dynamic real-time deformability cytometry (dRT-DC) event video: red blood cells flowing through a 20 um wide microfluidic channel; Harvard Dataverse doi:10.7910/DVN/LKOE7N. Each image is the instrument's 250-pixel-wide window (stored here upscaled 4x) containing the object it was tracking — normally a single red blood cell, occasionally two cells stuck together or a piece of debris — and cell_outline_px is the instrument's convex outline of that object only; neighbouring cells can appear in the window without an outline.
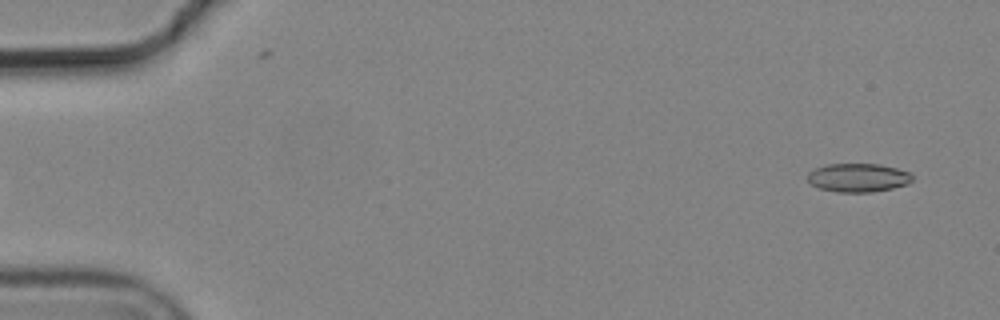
{"species": "common noctule bat (a hibernating species)", "species_latin": "Nyctalus noctula", "temperature_condition": "cold", "stored_images_in_passage": 4, "segment_of_instrument_passage": [2, 2], "camera_frame_rate_fps": 3000, "um_per_image_px": 0.085, "animal": {"sex": "male", "body_mass_g": 19.2, "forearm_length_mm": 51.8}, "frame": {"image": 1, "passage_image": 4, "time_ms": 1.0, "image_size_px": [1000, 320], "cell_outline_px": [[912, 180], [908, 184], [892, 188], [872, 192], [836, 192], [820, 188], [812, 184], [808, 180], [808, 172], [816, 168], [828, 164], [880, 164], [912, 172]], "centroid_in_image_um": [72.97, 15.1], "position_along_channel_um": 12.0, "area_um2": 17.46}}